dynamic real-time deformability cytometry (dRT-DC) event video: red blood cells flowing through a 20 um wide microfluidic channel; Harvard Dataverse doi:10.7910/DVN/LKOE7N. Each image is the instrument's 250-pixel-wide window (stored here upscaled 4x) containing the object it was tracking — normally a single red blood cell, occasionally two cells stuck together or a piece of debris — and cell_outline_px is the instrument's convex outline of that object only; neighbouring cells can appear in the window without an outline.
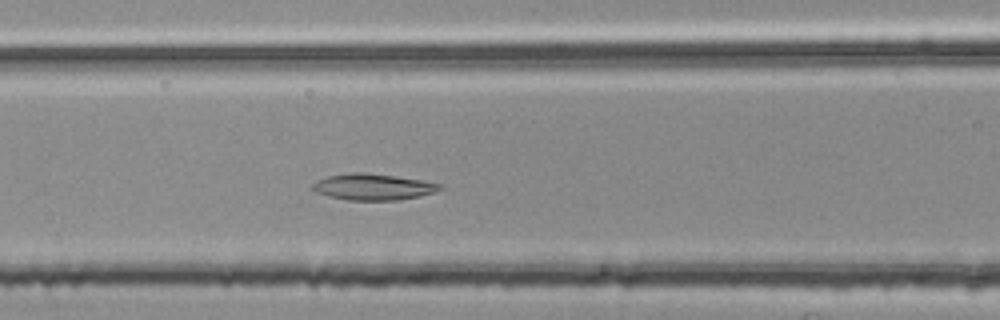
{"species": "common noctule bat (a hibernating species)", "species_latin": "Nyctalus noctula", "temperature_condition": "room temperature", "stored_images_in_passage": 49, "camera_frame_rate_fps": 3000, "um_per_image_px": 0.085, "animal": {"sex": "female", "body_mass_g": 25.1}, "frame": {"image": 1, "passage_image": 19, "time_ms": 6.0, "image_size_px": [1000, 320], "cell_outline_px": [[444, 188], [436, 192], [420, 196], [400, 200], [348, 200], [328, 196], [316, 192], [308, 188], [316, 180], [328, 176], [352, 172], [360, 172], [396, 176], [444, 184]], "centroid_in_image_um": [31.71, 15.89], "position_along_channel_um": 134.9, "area_um2": 19.71}}
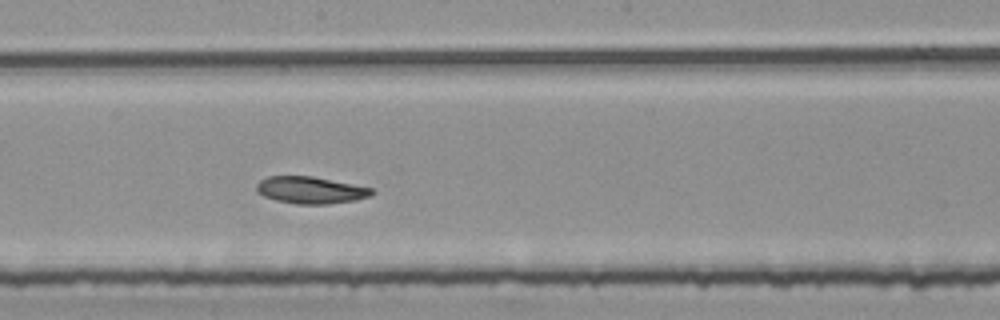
{"frame": {"image": 2, "passage_image": 26, "time_ms": 8.333, "image_size_px": [1000, 320], "cell_outline_px": [[376, 192], [368, 196], [356, 200], [328, 204], [296, 204], [276, 200], [264, 196], [256, 192], [256, 184], [260, 180], [268, 176], [312, 176], [376, 188]], "centroid_in_image_um": [26.42, 16.15], "position_along_channel_um": 221.8, "area_um2": 18.32}}
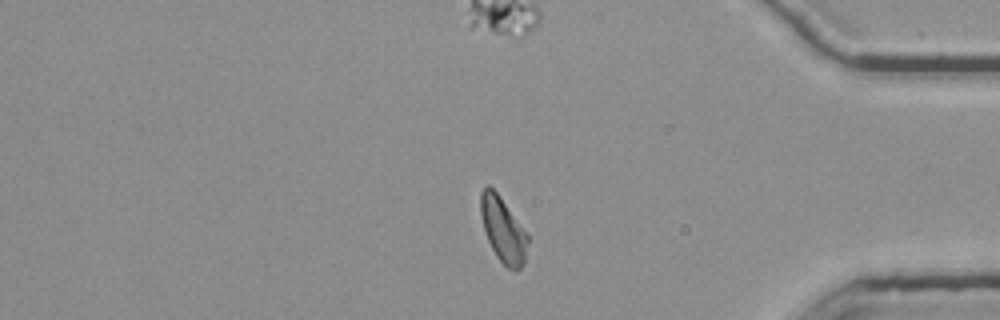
{"frame": {"image": 3, "passage_image": 42, "time_ms": 13.667, "image_size_px": [1000, 320], "cell_outline_px": [[528, 244], [524, 264], [516, 272], [508, 268], [496, 256], [488, 240], [484, 228], [480, 212], [480, 192], [488, 184], [496, 192], [528, 236]], "centroid_in_image_um": [42.75, 19.57], "position_along_channel_um": 392.5, "area_um2": 17.4}}